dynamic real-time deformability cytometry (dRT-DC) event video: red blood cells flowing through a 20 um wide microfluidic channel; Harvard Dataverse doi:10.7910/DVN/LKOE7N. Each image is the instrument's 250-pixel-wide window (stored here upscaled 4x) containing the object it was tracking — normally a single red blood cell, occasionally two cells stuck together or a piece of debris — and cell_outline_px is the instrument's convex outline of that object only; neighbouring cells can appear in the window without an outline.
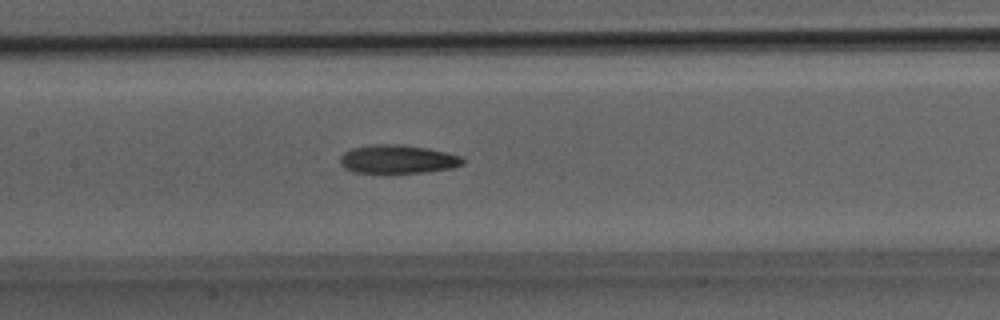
{"species": "Egyptian fruit bat (a non-hibernating species)", "species_latin": "Rousettus aegyptiacus", "temperature_condition": "room temperature", "stored_images_in_passage": 21, "camera_frame_rate_fps": 3000, "um_per_image_px": 0.085, "animal": {"sex": "male"}, "frame": {"image": 1, "passage_image": 15, "time_ms": 4.667, "image_size_px": [1000, 320], "cell_outline_px": [[464, 164], [452, 168], [424, 172], [356, 172], [344, 168], [340, 164], [340, 156], [344, 152], [352, 148], [376, 144], [396, 144], [428, 148], [460, 156], [464, 160]], "centroid_in_image_um": [33.79, 13.52], "position_along_channel_um": 173.6, "area_um2": 20.11}}